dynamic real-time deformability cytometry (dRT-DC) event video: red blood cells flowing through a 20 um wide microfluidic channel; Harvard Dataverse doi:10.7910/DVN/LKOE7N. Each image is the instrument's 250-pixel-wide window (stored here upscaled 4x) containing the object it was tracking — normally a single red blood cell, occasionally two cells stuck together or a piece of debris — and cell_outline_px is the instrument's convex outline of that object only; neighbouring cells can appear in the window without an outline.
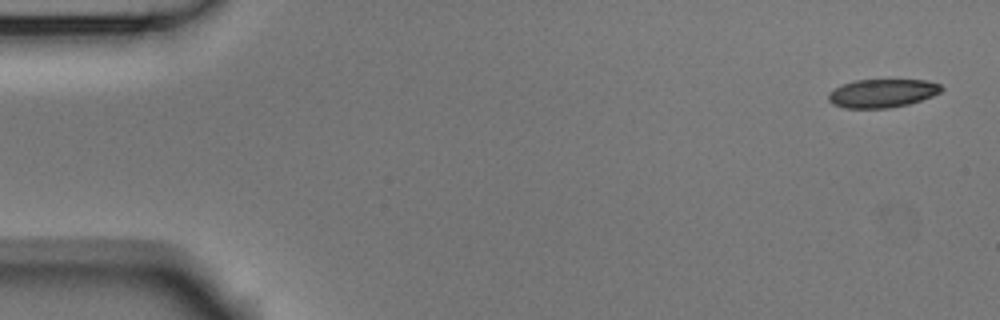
{"species": "Egyptian fruit bat (a non-hibernating species)", "species_latin": "Rousettus aegyptiacus", "temperature_condition": "room temperature", "stored_images_in_passage": 6, "camera_frame_rate_fps": 3000, "um_per_image_px": 0.085, "animal": {"sex": "male"}, "frame": {"image": 1, "passage_image": 1, "time_ms": 0.0, "image_size_px": [1000, 320], "cell_outline_px": [[944, 88], [940, 92], [932, 96], [908, 104], [888, 108], [844, 108], [832, 104], [828, 100], [828, 92], [844, 84], [856, 80], [928, 80], [940, 84]], "centroid_in_image_um": [74.99, 7.93], "position_along_channel_um": 10.0, "area_um2": 18.67}}
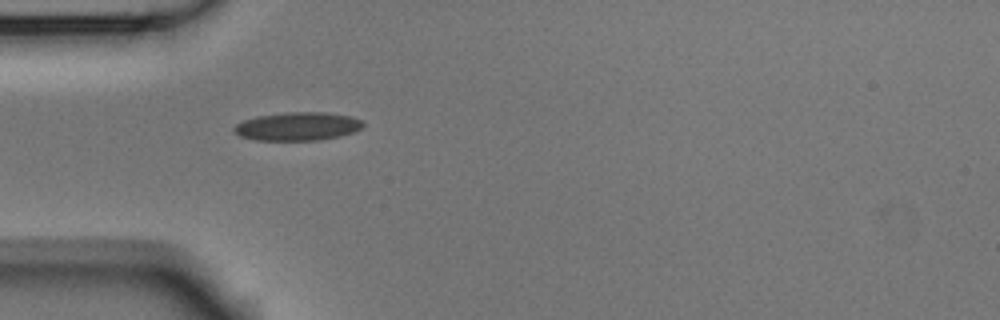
{"frame": {"image": 2, "passage_image": 5, "time_ms": 1.333, "image_size_px": [1000, 320], "cell_outline_px": [[364, 128], [340, 136], [316, 140], [256, 140], [240, 136], [232, 132], [232, 128], [236, 124], [244, 120], [256, 116], [288, 112], [324, 112], [352, 116], [364, 120]], "centroid_in_image_um": [25.31, 10.73], "position_along_channel_um": 59.7, "area_um2": 21.5}}
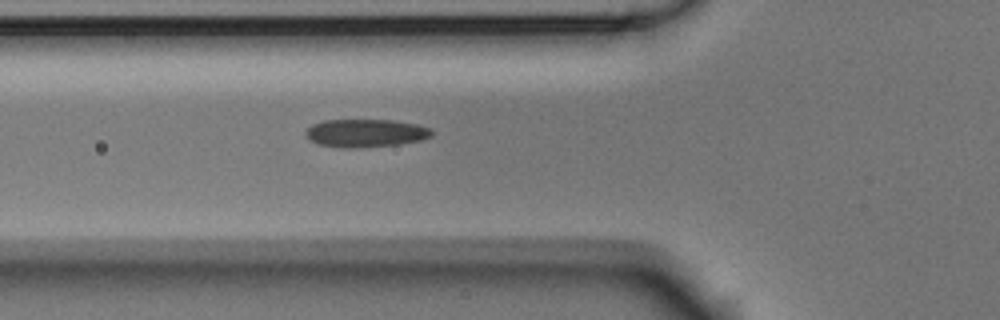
{"frame": {"image": 3, "passage_image": 6, "time_ms": 1.667, "image_size_px": [1000, 320], "cell_outline_px": [[432, 136], [420, 140], [400, 144], [356, 148], [340, 148], [320, 144], [304, 136], [304, 132], [312, 124], [324, 120], [392, 120], [416, 124], [432, 128]], "centroid_in_image_um": [31.07, 11.31], "position_along_channel_um": 94.7, "area_um2": 20.63}}